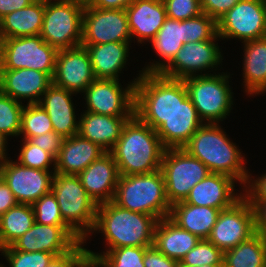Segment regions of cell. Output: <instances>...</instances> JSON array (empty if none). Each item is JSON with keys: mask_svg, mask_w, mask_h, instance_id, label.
I'll return each instance as SVG.
<instances>
[{"mask_svg": "<svg viewBox=\"0 0 266 267\" xmlns=\"http://www.w3.org/2000/svg\"><path fill=\"white\" fill-rule=\"evenodd\" d=\"M164 146L156 131L135 114L124 124L110 153L121 176L148 174L160 169Z\"/></svg>", "mask_w": 266, "mask_h": 267, "instance_id": "6da1fadb", "label": "cell"}, {"mask_svg": "<svg viewBox=\"0 0 266 267\" xmlns=\"http://www.w3.org/2000/svg\"><path fill=\"white\" fill-rule=\"evenodd\" d=\"M218 123H205L193 134L183 149L207 166L210 173L230 176L242 185L248 174L242 153Z\"/></svg>", "mask_w": 266, "mask_h": 267, "instance_id": "7a4b0ae2", "label": "cell"}, {"mask_svg": "<svg viewBox=\"0 0 266 267\" xmlns=\"http://www.w3.org/2000/svg\"><path fill=\"white\" fill-rule=\"evenodd\" d=\"M157 219L148 214L122 208L113 201L98 205L94 231H102L111 249L154 245V230Z\"/></svg>", "mask_w": 266, "mask_h": 267, "instance_id": "3957f363", "label": "cell"}, {"mask_svg": "<svg viewBox=\"0 0 266 267\" xmlns=\"http://www.w3.org/2000/svg\"><path fill=\"white\" fill-rule=\"evenodd\" d=\"M187 97L183 80L140 73L135 84L134 114L156 131Z\"/></svg>", "mask_w": 266, "mask_h": 267, "instance_id": "277c9868", "label": "cell"}, {"mask_svg": "<svg viewBox=\"0 0 266 267\" xmlns=\"http://www.w3.org/2000/svg\"><path fill=\"white\" fill-rule=\"evenodd\" d=\"M113 202L130 211L152 215L157 220L169 217L171 210L160 169L148 174L120 175Z\"/></svg>", "mask_w": 266, "mask_h": 267, "instance_id": "5b68a950", "label": "cell"}, {"mask_svg": "<svg viewBox=\"0 0 266 267\" xmlns=\"http://www.w3.org/2000/svg\"><path fill=\"white\" fill-rule=\"evenodd\" d=\"M51 191L57 199L64 222L86 243L95 225L98 205L77 175L54 173Z\"/></svg>", "mask_w": 266, "mask_h": 267, "instance_id": "8992f818", "label": "cell"}, {"mask_svg": "<svg viewBox=\"0 0 266 267\" xmlns=\"http://www.w3.org/2000/svg\"><path fill=\"white\" fill-rule=\"evenodd\" d=\"M230 75L202 74L184 79L188 97L192 100L199 118L205 123H218L229 115L233 105Z\"/></svg>", "mask_w": 266, "mask_h": 267, "instance_id": "52a82bcc", "label": "cell"}, {"mask_svg": "<svg viewBox=\"0 0 266 267\" xmlns=\"http://www.w3.org/2000/svg\"><path fill=\"white\" fill-rule=\"evenodd\" d=\"M45 0L40 36L57 50L81 45L85 5L79 0Z\"/></svg>", "mask_w": 266, "mask_h": 267, "instance_id": "ba28073f", "label": "cell"}, {"mask_svg": "<svg viewBox=\"0 0 266 267\" xmlns=\"http://www.w3.org/2000/svg\"><path fill=\"white\" fill-rule=\"evenodd\" d=\"M57 52L40 35L4 39L0 70L34 69L53 79Z\"/></svg>", "mask_w": 266, "mask_h": 267, "instance_id": "9c48e42d", "label": "cell"}, {"mask_svg": "<svg viewBox=\"0 0 266 267\" xmlns=\"http://www.w3.org/2000/svg\"><path fill=\"white\" fill-rule=\"evenodd\" d=\"M160 170L171 206L185 201L190 190L210 173L206 165L183 148L165 149Z\"/></svg>", "mask_w": 266, "mask_h": 267, "instance_id": "30bf717a", "label": "cell"}, {"mask_svg": "<svg viewBox=\"0 0 266 267\" xmlns=\"http://www.w3.org/2000/svg\"><path fill=\"white\" fill-rule=\"evenodd\" d=\"M125 9H99L85 5L81 45L131 42Z\"/></svg>", "mask_w": 266, "mask_h": 267, "instance_id": "8fae6325", "label": "cell"}, {"mask_svg": "<svg viewBox=\"0 0 266 267\" xmlns=\"http://www.w3.org/2000/svg\"><path fill=\"white\" fill-rule=\"evenodd\" d=\"M221 39L243 42L266 36V0H241L217 21Z\"/></svg>", "mask_w": 266, "mask_h": 267, "instance_id": "7c38bea8", "label": "cell"}, {"mask_svg": "<svg viewBox=\"0 0 266 267\" xmlns=\"http://www.w3.org/2000/svg\"><path fill=\"white\" fill-rule=\"evenodd\" d=\"M138 78L139 76L125 89L119 84V80L95 79L83 92L86 111L110 116H133Z\"/></svg>", "mask_w": 266, "mask_h": 267, "instance_id": "4fadbf2b", "label": "cell"}, {"mask_svg": "<svg viewBox=\"0 0 266 267\" xmlns=\"http://www.w3.org/2000/svg\"><path fill=\"white\" fill-rule=\"evenodd\" d=\"M254 234L253 209L242 197L232 207L221 210L208 240L224 253Z\"/></svg>", "mask_w": 266, "mask_h": 267, "instance_id": "5bb4252c", "label": "cell"}, {"mask_svg": "<svg viewBox=\"0 0 266 267\" xmlns=\"http://www.w3.org/2000/svg\"><path fill=\"white\" fill-rule=\"evenodd\" d=\"M216 39L200 42H186L176 53L173 60L160 72L161 75L173 79L184 80L201 75L198 71L218 67L223 62ZM206 69V70H205Z\"/></svg>", "mask_w": 266, "mask_h": 267, "instance_id": "9a60e30c", "label": "cell"}, {"mask_svg": "<svg viewBox=\"0 0 266 267\" xmlns=\"http://www.w3.org/2000/svg\"><path fill=\"white\" fill-rule=\"evenodd\" d=\"M80 241L83 240L68 225H46L35 222L10 246L0 250L42 251L57 256L70 251Z\"/></svg>", "mask_w": 266, "mask_h": 267, "instance_id": "2e32d148", "label": "cell"}, {"mask_svg": "<svg viewBox=\"0 0 266 267\" xmlns=\"http://www.w3.org/2000/svg\"><path fill=\"white\" fill-rule=\"evenodd\" d=\"M54 173V171L25 167L17 161L6 160L3 180L18 203L32 205L41 196L51 192Z\"/></svg>", "mask_w": 266, "mask_h": 267, "instance_id": "e0dca14e", "label": "cell"}, {"mask_svg": "<svg viewBox=\"0 0 266 267\" xmlns=\"http://www.w3.org/2000/svg\"><path fill=\"white\" fill-rule=\"evenodd\" d=\"M94 80L90 56L84 46L58 50L54 85L77 94L83 93Z\"/></svg>", "mask_w": 266, "mask_h": 267, "instance_id": "ac0fdd59", "label": "cell"}, {"mask_svg": "<svg viewBox=\"0 0 266 267\" xmlns=\"http://www.w3.org/2000/svg\"><path fill=\"white\" fill-rule=\"evenodd\" d=\"M77 176L97 205L113 201L120 174L110 152L93 161Z\"/></svg>", "mask_w": 266, "mask_h": 267, "instance_id": "d6986e66", "label": "cell"}, {"mask_svg": "<svg viewBox=\"0 0 266 267\" xmlns=\"http://www.w3.org/2000/svg\"><path fill=\"white\" fill-rule=\"evenodd\" d=\"M53 79L34 69L0 70V91L16 101L27 99V104H38Z\"/></svg>", "mask_w": 266, "mask_h": 267, "instance_id": "ffe728a7", "label": "cell"}, {"mask_svg": "<svg viewBox=\"0 0 266 267\" xmlns=\"http://www.w3.org/2000/svg\"><path fill=\"white\" fill-rule=\"evenodd\" d=\"M203 124L192 100L187 97L183 102L177 104L172 114L156 130V133L165 149H179L187 144Z\"/></svg>", "mask_w": 266, "mask_h": 267, "instance_id": "44dd1931", "label": "cell"}, {"mask_svg": "<svg viewBox=\"0 0 266 267\" xmlns=\"http://www.w3.org/2000/svg\"><path fill=\"white\" fill-rule=\"evenodd\" d=\"M235 181L224 174L209 173L190 190L188 197L183 202L220 210L230 208L243 197V194L234 192Z\"/></svg>", "mask_w": 266, "mask_h": 267, "instance_id": "7402d4cb", "label": "cell"}, {"mask_svg": "<svg viewBox=\"0 0 266 267\" xmlns=\"http://www.w3.org/2000/svg\"><path fill=\"white\" fill-rule=\"evenodd\" d=\"M72 94L75 93L52 84L38 102L49 115L54 132L64 138L78 133L79 121H76Z\"/></svg>", "mask_w": 266, "mask_h": 267, "instance_id": "603a6c76", "label": "cell"}, {"mask_svg": "<svg viewBox=\"0 0 266 267\" xmlns=\"http://www.w3.org/2000/svg\"><path fill=\"white\" fill-rule=\"evenodd\" d=\"M125 11L131 37L139 43L152 41L167 18L163 0H136Z\"/></svg>", "mask_w": 266, "mask_h": 267, "instance_id": "cb8c5ba5", "label": "cell"}, {"mask_svg": "<svg viewBox=\"0 0 266 267\" xmlns=\"http://www.w3.org/2000/svg\"><path fill=\"white\" fill-rule=\"evenodd\" d=\"M131 117L85 111L80 117L77 134L110 152L120 138L124 124Z\"/></svg>", "mask_w": 266, "mask_h": 267, "instance_id": "d4e9b609", "label": "cell"}, {"mask_svg": "<svg viewBox=\"0 0 266 267\" xmlns=\"http://www.w3.org/2000/svg\"><path fill=\"white\" fill-rule=\"evenodd\" d=\"M105 153L106 151L99 145L78 134L65 138L55 159V173L78 175Z\"/></svg>", "mask_w": 266, "mask_h": 267, "instance_id": "484cf974", "label": "cell"}, {"mask_svg": "<svg viewBox=\"0 0 266 267\" xmlns=\"http://www.w3.org/2000/svg\"><path fill=\"white\" fill-rule=\"evenodd\" d=\"M88 51L95 79L119 80L118 73L125 68L129 57V43L82 45Z\"/></svg>", "mask_w": 266, "mask_h": 267, "instance_id": "4316f807", "label": "cell"}, {"mask_svg": "<svg viewBox=\"0 0 266 267\" xmlns=\"http://www.w3.org/2000/svg\"><path fill=\"white\" fill-rule=\"evenodd\" d=\"M199 241L196 235L179 227L169 217L157 221L154 246L169 258L180 262Z\"/></svg>", "mask_w": 266, "mask_h": 267, "instance_id": "83f0119b", "label": "cell"}, {"mask_svg": "<svg viewBox=\"0 0 266 267\" xmlns=\"http://www.w3.org/2000/svg\"><path fill=\"white\" fill-rule=\"evenodd\" d=\"M220 212L217 208L179 202L171 206L169 218L199 239H208Z\"/></svg>", "mask_w": 266, "mask_h": 267, "instance_id": "f1b7e54d", "label": "cell"}, {"mask_svg": "<svg viewBox=\"0 0 266 267\" xmlns=\"http://www.w3.org/2000/svg\"><path fill=\"white\" fill-rule=\"evenodd\" d=\"M45 13V0H35L27 7L0 19L3 39L40 35Z\"/></svg>", "mask_w": 266, "mask_h": 267, "instance_id": "f546056e", "label": "cell"}, {"mask_svg": "<svg viewBox=\"0 0 266 267\" xmlns=\"http://www.w3.org/2000/svg\"><path fill=\"white\" fill-rule=\"evenodd\" d=\"M151 42L164 62L147 65L140 71L142 73H160L173 60L185 43L184 20L178 21L167 17Z\"/></svg>", "mask_w": 266, "mask_h": 267, "instance_id": "4dcf8cb0", "label": "cell"}, {"mask_svg": "<svg viewBox=\"0 0 266 267\" xmlns=\"http://www.w3.org/2000/svg\"><path fill=\"white\" fill-rule=\"evenodd\" d=\"M243 77L245 92L253 95L266 92V36L244 42Z\"/></svg>", "mask_w": 266, "mask_h": 267, "instance_id": "1f68e13d", "label": "cell"}, {"mask_svg": "<svg viewBox=\"0 0 266 267\" xmlns=\"http://www.w3.org/2000/svg\"><path fill=\"white\" fill-rule=\"evenodd\" d=\"M223 267H266V237L255 233L223 254Z\"/></svg>", "mask_w": 266, "mask_h": 267, "instance_id": "d6a6232c", "label": "cell"}, {"mask_svg": "<svg viewBox=\"0 0 266 267\" xmlns=\"http://www.w3.org/2000/svg\"><path fill=\"white\" fill-rule=\"evenodd\" d=\"M35 223L32 205L21 204L10 208L0 216V249L10 246Z\"/></svg>", "mask_w": 266, "mask_h": 267, "instance_id": "836d02e7", "label": "cell"}, {"mask_svg": "<svg viewBox=\"0 0 266 267\" xmlns=\"http://www.w3.org/2000/svg\"><path fill=\"white\" fill-rule=\"evenodd\" d=\"M148 247H121L108 252L87 250L90 267H144V252Z\"/></svg>", "mask_w": 266, "mask_h": 267, "instance_id": "e575fe53", "label": "cell"}, {"mask_svg": "<svg viewBox=\"0 0 266 267\" xmlns=\"http://www.w3.org/2000/svg\"><path fill=\"white\" fill-rule=\"evenodd\" d=\"M54 131L47 112L39 104H27L22 111L21 131L22 139L39 136Z\"/></svg>", "mask_w": 266, "mask_h": 267, "instance_id": "d590c367", "label": "cell"}, {"mask_svg": "<svg viewBox=\"0 0 266 267\" xmlns=\"http://www.w3.org/2000/svg\"><path fill=\"white\" fill-rule=\"evenodd\" d=\"M24 105L0 91V132L6 137L19 136Z\"/></svg>", "mask_w": 266, "mask_h": 267, "instance_id": "8d00e7d4", "label": "cell"}, {"mask_svg": "<svg viewBox=\"0 0 266 267\" xmlns=\"http://www.w3.org/2000/svg\"><path fill=\"white\" fill-rule=\"evenodd\" d=\"M185 43L200 42L220 38L217 21L203 12L184 20Z\"/></svg>", "mask_w": 266, "mask_h": 267, "instance_id": "74e56055", "label": "cell"}, {"mask_svg": "<svg viewBox=\"0 0 266 267\" xmlns=\"http://www.w3.org/2000/svg\"><path fill=\"white\" fill-rule=\"evenodd\" d=\"M223 252L208 239H200L181 260L182 265L203 266V265H223Z\"/></svg>", "mask_w": 266, "mask_h": 267, "instance_id": "f35d334b", "label": "cell"}, {"mask_svg": "<svg viewBox=\"0 0 266 267\" xmlns=\"http://www.w3.org/2000/svg\"><path fill=\"white\" fill-rule=\"evenodd\" d=\"M35 222L46 225H67L60 213L57 199L53 192L41 196L32 204Z\"/></svg>", "mask_w": 266, "mask_h": 267, "instance_id": "ab89813d", "label": "cell"}, {"mask_svg": "<svg viewBox=\"0 0 266 267\" xmlns=\"http://www.w3.org/2000/svg\"><path fill=\"white\" fill-rule=\"evenodd\" d=\"M21 151L19 153L18 161L25 167H30L40 170H49V166L54 163L52 168L55 172V158L38 145L31 144L27 139H23Z\"/></svg>", "mask_w": 266, "mask_h": 267, "instance_id": "60d3db41", "label": "cell"}, {"mask_svg": "<svg viewBox=\"0 0 266 267\" xmlns=\"http://www.w3.org/2000/svg\"><path fill=\"white\" fill-rule=\"evenodd\" d=\"M8 260L10 267H47L55 254L34 251L23 252L18 250H0Z\"/></svg>", "mask_w": 266, "mask_h": 267, "instance_id": "b9f144b4", "label": "cell"}, {"mask_svg": "<svg viewBox=\"0 0 266 267\" xmlns=\"http://www.w3.org/2000/svg\"><path fill=\"white\" fill-rule=\"evenodd\" d=\"M167 17L178 21L190 19L202 13L200 0H163Z\"/></svg>", "mask_w": 266, "mask_h": 267, "instance_id": "7bdbcfd3", "label": "cell"}, {"mask_svg": "<svg viewBox=\"0 0 266 267\" xmlns=\"http://www.w3.org/2000/svg\"><path fill=\"white\" fill-rule=\"evenodd\" d=\"M84 243L80 241L70 251L55 256L47 267H90L87 249L82 246Z\"/></svg>", "mask_w": 266, "mask_h": 267, "instance_id": "ee69618b", "label": "cell"}, {"mask_svg": "<svg viewBox=\"0 0 266 267\" xmlns=\"http://www.w3.org/2000/svg\"><path fill=\"white\" fill-rule=\"evenodd\" d=\"M64 139L63 136L52 131L39 136L29 137L27 140L31 144L38 145L56 159L62 148Z\"/></svg>", "mask_w": 266, "mask_h": 267, "instance_id": "f6af8a7d", "label": "cell"}, {"mask_svg": "<svg viewBox=\"0 0 266 267\" xmlns=\"http://www.w3.org/2000/svg\"><path fill=\"white\" fill-rule=\"evenodd\" d=\"M200 1H201V11L204 14L218 21L241 0H200Z\"/></svg>", "mask_w": 266, "mask_h": 267, "instance_id": "bcb514c9", "label": "cell"}, {"mask_svg": "<svg viewBox=\"0 0 266 267\" xmlns=\"http://www.w3.org/2000/svg\"><path fill=\"white\" fill-rule=\"evenodd\" d=\"M143 264L144 267H178L179 261L167 257L153 245L145 250Z\"/></svg>", "mask_w": 266, "mask_h": 267, "instance_id": "7dc6e473", "label": "cell"}, {"mask_svg": "<svg viewBox=\"0 0 266 267\" xmlns=\"http://www.w3.org/2000/svg\"><path fill=\"white\" fill-rule=\"evenodd\" d=\"M243 187L246 192L243 197L247 201H266V173L255 180L248 179Z\"/></svg>", "mask_w": 266, "mask_h": 267, "instance_id": "c3c4849f", "label": "cell"}, {"mask_svg": "<svg viewBox=\"0 0 266 267\" xmlns=\"http://www.w3.org/2000/svg\"><path fill=\"white\" fill-rule=\"evenodd\" d=\"M253 209L255 233L266 237V201H248Z\"/></svg>", "mask_w": 266, "mask_h": 267, "instance_id": "681fc988", "label": "cell"}, {"mask_svg": "<svg viewBox=\"0 0 266 267\" xmlns=\"http://www.w3.org/2000/svg\"><path fill=\"white\" fill-rule=\"evenodd\" d=\"M18 201L4 180L0 182V216L10 208L17 205Z\"/></svg>", "mask_w": 266, "mask_h": 267, "instance_id": "f907efd6", "label": "cell"}, {"mask_svg": "<svg viewBox=\"0 0 266 267\" xmlns=\"http://www.w3.org/2000/svg\"><path fill=\"white\" fill-rule=\"evenodd\" d=\"M136 0H91L88 4L99 9H126Z\"/></svg>", "mask_w": 266, "mask_h": 267, "instance_id": "816d5d0a", "label": "cell"}, {"mask_svg": "<svg viewBox=\"0 0 266 267\" xmlns=\"http://www.w3.org/2000/svg\"><path fill=\"white\" fill-rule=\"evenodd\" d=\"M35 0H0V19L7 14L27 7Z\"/></svg>", "mask_w": 266, "mask_h": 267, "instance_id": "f5cc1de1", "label": "cell"}, {"mask_svg": "<svg viewBox=\"0 0 266 267\" xmlns=\"http://www.w3.org/2000/svg\"><path fill=\"white\" fill-rule=\"evenodd\" d=\"M7 137L0 132V160L6 161L7 152H6Z\"/></svg>", "mask_w": 266, "mask_h": 267, "instance_id": "db71d44e", "label": "cell"}, {"mask_svg": "<svg viewBox=\"0 0 266 267\" xmlns=\"http://www.w3.org/2000/svg\"><path fill=\"white\" fill-rule=\"evenodd\" d=\"M6 161L0 160V182L3 180V170Z\"/></svg>", "mask_w": 266, "mask_h": 267, "instance_id": "11a10c76", "label": "cell"}, {"mask_svg": "<svg viewBox=\"0 0 266 267\" xmlns=\"http://www.w3.org/2000/svg\"><path fill=\"white\" fill-rule=\"evenodd\" d=\"M178 267H191V266H187V265H182L179 262V266ZM194 267H223V265H203V266H194Z\"/></svg>", "mask_w": 266, "mask_h": 267, "instance_id": "9f6ffc18", "label": "cell"}, {"mask_svg": "<svg viewBox=\"0 0 266 267\" xmlns=\"http://www.w3.org/2000/svg\"><path fill=\"white\" fill-rule=\"evenodd\" d=\"M3 36H2V33H1V29H0V54H1V51H2V46H3Z\"/></svg>", "mask_w": 266, "mask_h": 267, "instance_id": "6f0895ef", "label": "cell"}, {"mask_svg": "<svg viewBox=\"0 0 266 267\" xmlns=\"http://www.w3.org/2000/svg\"><path fill=\"white\" fill-rule=\"evenodd\" d=\"M81 3H83L84 5L88 4L91 0H79Z\"/></svg>", "mask_w": 266, "mask_h": 267, "instance_id": "680465c9", "label": "cell"}]
</instances>
